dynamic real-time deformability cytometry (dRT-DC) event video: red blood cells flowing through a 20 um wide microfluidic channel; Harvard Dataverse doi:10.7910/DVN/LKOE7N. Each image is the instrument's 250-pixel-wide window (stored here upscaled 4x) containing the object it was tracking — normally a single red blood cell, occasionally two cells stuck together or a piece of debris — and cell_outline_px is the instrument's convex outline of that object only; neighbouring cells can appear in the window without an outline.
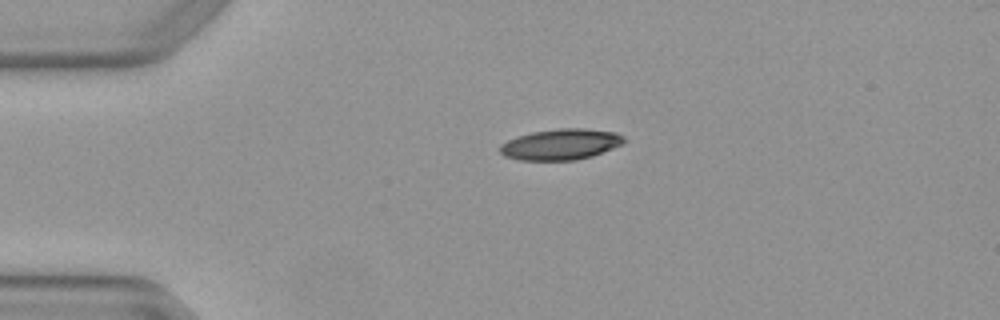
{"species": "Egyptian fruit bat (a non-hibernating species)", "species_latin": "Rousettus aegyptiacus", "temperature_condition": "warm", "stored_images_in_passage": 2, "camera_frame_rate_fps": 3000, "um_per_image_px": 0.085, "animal": {"sex": "female"}, "frame": {"image": 1, "passage_image": 1, "time_ms": 0.0, "image_size_px": [1000, 320], "cell_outline_px": [[624, 144], [592, 156], [576, 160], [520, 160], [504, 156], [500, 152], [500, 144], [516, 136], [532, 132], [560, 128], [584, 128], [616, 132], [624, 136]], "centroid_in_image_um": [47.67, 12.27], "position_along_channel_um": 37.3, "area_um2": 22.43}}